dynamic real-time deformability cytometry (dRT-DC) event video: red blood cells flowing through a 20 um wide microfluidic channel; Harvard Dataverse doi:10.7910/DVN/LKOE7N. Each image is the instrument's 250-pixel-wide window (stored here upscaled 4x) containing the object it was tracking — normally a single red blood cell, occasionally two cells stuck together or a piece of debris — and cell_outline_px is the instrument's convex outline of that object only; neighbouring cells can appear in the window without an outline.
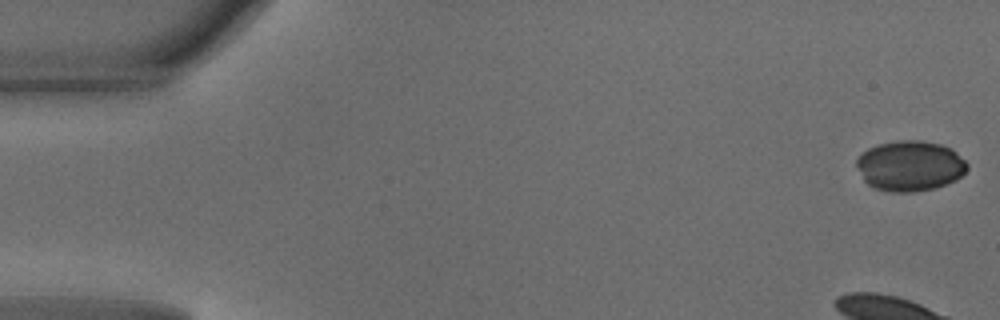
{"species": "common noctule bat (a hibernating species)", "species_latin": "Nyctalus noctula", "temperature_condition": "warm", "stored_images_in_passage": 44, "camera_frame_rate_fps": 3000, "um_per_image_px": 0.085, "animal": {"sex": "male", "body_mass_g": 18.8}, "frame": {"image": 1, "passage_image": 1, "time_ms": 0.0, "image_size_px": [1000, 320], "cell_outline_px": [[968, 168], [956, 180], [932, 188], [912, 192], [892, 192], [876, 188], [868, 184], [864, 180], [856, 164], [856, 160], [868, 148], [880, 144], [900, 140], [920, 140], [940, 144], [952, 148], [968, 164]], "centroid_in_image_um": [77.36, 14.09], "position_along_channel_um": 7.6, "area_um2": 32.14}}